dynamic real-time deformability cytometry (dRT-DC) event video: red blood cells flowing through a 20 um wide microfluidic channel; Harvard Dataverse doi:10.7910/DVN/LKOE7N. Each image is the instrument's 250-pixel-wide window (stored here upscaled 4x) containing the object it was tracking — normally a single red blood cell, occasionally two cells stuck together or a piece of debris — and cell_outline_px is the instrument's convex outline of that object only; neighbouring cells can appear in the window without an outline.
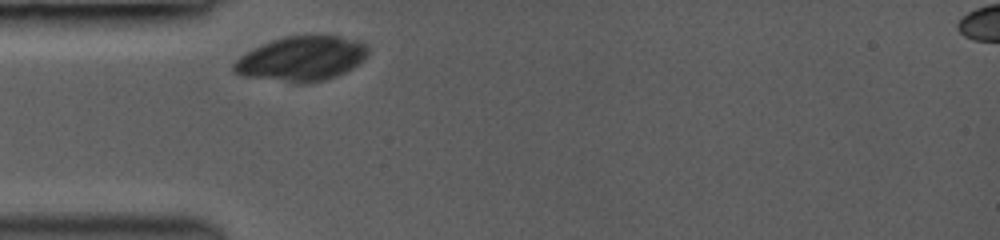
{"species": "common noctule bat (a hibernating species)", "species_latin": "Nyctalus noctula", "temperature_condition": "room temperature", "stored_images_in_passage": 14, "camera_frame_rate_fps": 3000, "um_per_image_px": 0.085, "animal": {"sex": "female", "body_mass_g": 19.0, "forearm_length_mm": 53.3}, "frame": {"image": 1, "passage_image": 1, "time_ms": 0.0, "image_size_px": [1000, 240], "cell_outline_px": [[368, 56], [364, 60], [352, 68], [336, 76], [324, 80], [304, 84], [296, 84], [240, 76], [232, 72], [232, 64], [240, 56], [272, 40], [284, 36], [340, 36], [364, 40], [368, 44]], "centroid_in_image_um": [25.65, 5.0], "position_along_channel_um": 59.3, "area_um2": 35.43}}